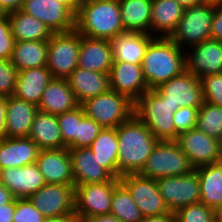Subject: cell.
<instances>
[{
    "mask_svg": "<svg viewBox=\"0 0 222 222\" xmlns=\"http://www.w3.org/2000/svg\"><path fill=\"white\" fill-rule=\"evenodd\" d=\"M210 39L222 42V3L214 4Z\"/></svg>",
    "mask_w": 222,
    "mask_h": 222,
    "instance_id": "45",
    "label": "cell"
},
{
    "mask_svg": "<svg viewBox=\"0 0 222 222\" xmlns=\"http://www.w3.org/2000/svg\"><path fill=\"white\" fill-rule=\"evenodd\" d=\"M29 138L39 150L63 149V139L57 116L38 110L31 126Z\"/></svg>",
    "mask_w": 222,
    "mask_h": 222,
    "instance_id": "29",
    "label": "cell"
},
{
    "mask_svg": "<svg viewBox=\"0 0 222 222\" xmlns=\"http://www.w3.org/2000/svg\"><path fill=\"white\" fill-rule=\"evenodd\" d=\"M176 142L194 169L222 161V142L201 130L193 128L180 133Z\"/></svg>",
    "mask_w": 222,
    "mask_h": 222,
    "instance_id": "12",
    "label": "cell"
},
{
    "mask_svg": "<svg viewBox=\"0 0 222 222\" xmlns=\"http://www.w3.org/2000/svg\"><path fill=\"white\" fill-rule=\"evenodd\" d=\"M141 69L148 89L157 88L186 70L185 50L170 38L155 37L146 49Z\"/></svg>",
    "mask_w": 222,
    "mask_h": 222,
    "instance_id": "2",
    "label": "cell"
},
{
    "mask_svg": "<svg viewBox=\"0 0 222 222\" xmlns=\"http://www.w3.org/2000/svg\"><path fill=\"white\" fill-rule=\"evenodd\" d=\"M53 78L46 66L18 71L13 96L38 106L46 86Z\"/></svg>",
    "mask_w": 222,
    "mask_h": 222,
    "instance_id": "22",
    "label": "cell"
},
{
    "mask_svg": "<svg viewBox=\"0 0 222 222\" xmlns=\"http://www.w3.org/2000/svg\"><path fill=\"white\" fill-rule=\"evenodd\" d=\"M94 157L115 178H118V137L116 128H102L90 145Z\"/></svg>",
    "mask_w": 222,
    "mask_h": 222,
    "instance_id": "34",
    "label": "cell"
},
{
    "mask_svg": "<svg viewBox=\"0 0 222 222\" xmlns=\"http://www.w3.org/2000/svg\"><path fill=\"white\" fill-rule=\"evenodd\" d=\"M184 9L175 0H152L150 35L169 38L181 20Z\"/></svg>",
    "mask_w": 222,
    "mask_h": 222,
    "instance_id": "28",
    "label": "cell"
},
{
    "mask_svg": "<svg viewBox=\"0 0 222 222\" xmlns=\"http://www.w3.org/2000/svg\"><path fill=\"white\" fill-rule=\"evenodd\" d=\"M80 34L76 29L53 33L48 40L46 67L54 78L66 79L77 67Z\"/></svg>",
    "mask_w": 222,
    "mask_h": 222,
    "instance_id": "8",
    "label": "cell"
},
{
    "mask_svg": "<svg viewBox=\"0 0 222 222\" xmlns=\"http://www.w3.org/2000/svg\"><path fill=\"white\" fill-rule=\"evenodd\" d=\"M110 214L121 222H141L144 218L127 188L121 182L114 187Z\"/></svg>",
    "mask_w": 222,
    "mask_h": 222,
    "instance_id": "35",
    "label": "cell"
},
{
    "mask_svg": "<svg viewBox=\"0 0 222 222\" xmlns=\"http://www.w3.org/2000/svg\"><path fill=\"white\" fill-rule=\"evenodd\" d=\"M156 183L170 212L200 202L199 178L195 169L182 176L159 178Z\"/></svg>",
    "mask_w": 222,
    "mask_h": 222,
    "instance_id": "10",
    "label": "cell"
},
{
    "mask_svg": "<svg viewBox=\"0 0 222 222\" xmlns=\"http://www.w3.org/2000/svg\"><path fill=\"white\" fill-rule=\"evenodd\" d=\"M204 1H205V2L214 3V4L222 3V0H204Z\"/></svg>",
    "mask_w": 222,
    "mask_h": 222,
    "instance_id": "57",
    "label": "cell"
},
{
    "mask_svg": "<svg viewBox=\"0 0 222 222\" xmlns=\"http://www.w3.org/2000/svg\"><path fill=\"white\" fill-rule=\"evenodd\" d=\"M72 214H65L62 216L45 217L42 222H69V217Z\"/></svg>",
    "mask_w": 222,
    "mask_h": 222,
    "instance_id": "53",
    "label": "cell"
},
{
    "mask_svg": "<svg viewBox=\"0 0 222 222\" xmlns=\"http://www.w3.org/2000/svg\"><path fill=\"white\" fill-rule=\"evenodd\" d=\"M175 108L163 101L152 89L134 102V115L159 141H175Z\"/></svg>",
    "mask_w": 222,
    "mask_h": 222,
    "instance_id": "4",
    "label": "cell"
},
{
    "mask_svg": "<svg viewBox=\"0 0 222 222\" xmlns=\"http://www.w3.org/2000/svg\"><path fill=\"white\" fill-rule=\"evenodd\" d=\"M14 198L13 194L1 183L0 180V206L11 202Z\"/></svg>",
    "mask_w": 222,
    "mask_h": 222,
    "instance_id": "50",
    "label": "cell"
},
{
    "mask_svg": "<svg viewBox=\"0 0 222 222\" xmlns=\"http://www.w3.org/2000/svg\"><path fill=\"white\" fill-rule=\"evenodd\" d=\"M109 86L135 102L148 89L141 64L113 61L109 71Z\"/></svg>",
    "mask_w": 222,
    "mask_h": 222,
    "instance_id": "17",
    "label": "cell"
},
{
    "mask_svg": "<svg viewBox=\"0 0 222 222\" xmlns=\"http://www.w3.org/2000/svg\"><path fill=\"white\" fill-rule=\"evenodd\" d=\"M141 222H177L174 212H168L159 216L144 217Z\"/></svg>",
    "mask_w": 222,
    "mask_h": 222,
    "instance_id": "49",
    "label": "cell"
},
{
    "mask_svg": "<svg viewBox=\"0 0 222 222\" xmlns=\"http://www.w3.org/2000/svg\"><path fill=\"white\" fill-rule=\"evenodd\" d=\"M39 151L29 137L0 140V170L36 163Z\"/></svg>",
    "mask_w": 222,
    "mask_h": 222,
    "instance_id": "26",
    "label": "cell"
},
{
    "mask_svg": "<svg viewBox=\"0 0 222 222\" xmlns=\"http://www.w3.org/2000/svg\"><path fill=\"white\" fill-rule=\"evenodd\" d=\"M48 40L15 41L10 62L18 71L47 64Z\"/></svg>",
    "mask_w": 222,
    "mask_h": 222,
    "instance_id": "32",
    "label": "cell"
},
{
    "mask_svg": "<svg viewBox=\"0 0 222 222\" xmlns=\"http://www.w3.org/2000/svg\"><path fill=\"white\" fill-rule=\"evenodd\" d=\"M177 222H215V210L198 202L175 212Z\"/></svg>",
    "mask_w": 222,
    "mask_h": 222,
    "instance_id": "38",
    "label": "cell"
},
{
    "mask_svg": "<svg viewBox=\"0 0 222 222\" xmlns=\"http://www.w3.org/2000/svg\"><path fill=\"white\" fill-rule=\"evenodd\" d=\"M79 105L67 80L53 78L46 86L37 108L44 113L59 115Z\"/></svg>",
    "mask_w": 222,
    "mask_h": 222,
    "instance_id": "24",
    "label": "cell"
},
{
    "mask_svg": "<svg viewBox=\"0 0 222 222\" xmlns=\"http://www.w3.org/2000/svg\"><path fill=\"white\" fill-rule=\"evenodd\" d=\"M79 4L90 1V0H76Z\"/></svg>",
    "mask_w": 222,
    "mask_h": 222,
    "instance_id": "58",
    "label": "cell"
},
{
    "mask_svg": "<svg viewBox=\"0 0 222 222\" xmlns=\"http://www.w3.org/2000/svg\"><path fill=\"white\" fill-rule=\"evenodd\" d=\"M74 185L45 183L28 199L45 217L74 213Z\"/></svg>",
    "mask_w": 222,
    "mask_h": 222,
    "instance_id": "14",
    "label": "cell"
},
{
    "mask_svg": "<svg viewBox=\"0 0 222 222\" xmlns=\"http://www.w3.org/2000/svg\"><path fill=\"white\" fill-rule=\"evenodd\" d=\"M102 128L95 120L85 116L78 123L77 136H75V149L90 147Z\"/></svg>",
    "mask_w": 222,
    "mask_h": 222,
    "instance_id": "39",
    "label": "cell"
},
{
    "mask_svg": "<svg viewBox=\"0 0 222 222\" xmlns=\"http://www.w3.org/2000/svg\"><path fill=\"white\" fill-rule=\"evenodd\" d=\"M18 70L9 60L0 59V96H12Z\"/></svg>",
    "mask_w": 222,
    "mask_h": 222,
    "instance_id": "42",
    "label": "cell"
},
{
    "mask_svg": "<svg viewBox=\"0 0 222 222\" xmlns=\"http://www.w3.org/2000/svg\"><path fill=\"white\" fill-rule=\"evenodd\" d=\"M112 64L110 40L80 35L78 67L100 73H109Z\"/></svg>",
    "mask_w": 222,
    "mask_h": 222,
    "instance_id": "21",
    "label": "cell"
},
{
    "mask_svg": "<svg viewBox=\"0 0 222 222\" xmlns=\"http://www.w3.org/2000/svg\"><path fill=\"white\" fill-rule=\"evenodd\" d=\"M185 63L186 70L200 79L222 74V42L208 39L189 48L185 51Z\"/></svg>",
    "mask_w": 222,
    "mask_h": 222,
    "instance_id": "16",
    "label": "cell"
},
{
    "mask_svg": "<svg viewBox=\"0 0 222 222\" xmlns=\"http://www.w3.org/2000/svg\"><path fill=\"white\" fill-rule=\"evenodd\" d=\"M119 178L103 183L75 186L74 213L88 218L110 214L114 187Z\"/></svg>",
    "mask_w": 222,
    "mask_h": 222,
    "instance_id": "13",
    "label": "cell"
},
{
    "mask_svg": "<svg viewBox=\"0 0 222 222\" xmlns=\"http://www.w3.org/2000/svg\"><path fill=\"white\" fill-rule=\"evenodd\" d=\"M125 31L150 34L152 0H119Z\"/></svg>",
    "mask_w": 222,
    "mask_h": 222,
    "instance_id": "33",
    "label": "cell"
},
{
    "mask_svg": "<svg viewBox=\"0 0 222 222\" xmlns=\"http://www.w3.org/2000/svg\"><path fill=\"white\" fill-rule=\"evenodd\" d=\"M191 166L187 155L176 141H159L138 174L151 179L182 176L190 173Z\"/></svg>",
    "mask_w": 222,
    "mask_h": 222,
    "instance_id": "7",
    "label": "cell"
},
{
    "mask_svg": "<svg viewBox=\"0 0 222 222\" xmlns=\"http://www.w3.org/2000/svg\"><path fill=\"white\" fill-rule=\"evenodd\" d=\"M80 105L85 116L95 120L103 128H117L134 115V102L111 89Z\"/></svg>",
    "mask_w": 222,
    "mask_h": 222,
    "instance_id": "5",
    "label": "cell"
},
{
    "mask_svg": "<svg viewBox=\"0 0 222 222\" xmlns=\"http://www.w3.org/2000/svg\"><path fill=\"white\" fill-rule=\"evenodd\" d=\"M213 15L214 3L203 2L185 8L181 20L169 38L185 51L210 39Z\"/></svg>",
    "mask_w": 222,
    "mask_h": 222,
    "instance_id": "6",
    "label": "cell"
},
{
    "mask_svg": "<svg viewBox=\"0 0 222 222\" xmlns=\"http://www.w3.org/2000/svg\"><path fill=\"white\" fill-rule=\"evenodd\" d=\"M14 43L8 15L0 14V59L10 60Z\"/></svg>",
    "mask_w": 222,
    "mask_h": 222,
    "instance_id": "44",
    "label": "cell"
},
{
    "mask_svg": "<svg viewBox=\"0 0 222 222\" xmlns=\"http://www.w3.org/2000/svg\"><path fill=\"white\" fill-rule=\"evenodd\" d=\"M8 96H0V140L7 138L6 113Z\"/></svg>",
    "mask_w": 222,
    "mask_h": 222,
    "instance_id": "46",
    "label": "cell"
},
{
    "mask_svg": "<svg viewBox=\"0 0 222 222\" xmlns=\"http://www.w3.org/2000/svg\"><path fill=\"white\" fill-rule=\"evenodd\" d=\"M90 222H121L118 218L112 214H104L90 217Z\"/></svg>",
    "mask_w": 222,
    "mask_h": 222,
    "instance_id": "51",
    "label": "cell"
},
{
    "mask_svg": "<svg viewBox=\"0 0 222 222\" xmlns=\"http://www.w3.org/2000/svg\"><path fill=\"white\" fill-rule=\"evenodd\" d=\"M15 41L49 40L53 32L39 19L21 10L7 13Z\"/></svg>",
    "mask_w": 222,
    "mask_h": 222,
    "instance_id": "31",
    "label": "cell"
},
{
    "mask_svg": "<svg viewBox=\"0 0 222 222\" xmlns=\"http://www.w3.org/2000/svg\"><path fill=\"white\" fill-rule=\"evenodd\" d=\"M195 128L222 142V107L204 102L198 110Z\"/></svg>",
    "mask_w": 222,
    "mask_h": 222,
    "instance_id": "36",
    "label": "cell"
},
{
    "mask_svg": "<svg viewBox=\"0 0 222 222\" xmlns=\"http://www.w3.org/2000/svg\"><path fill=\"white\" fill-rule=\"evenodd\" d=\"M24 0H0V14H7L22 8Z\"/></svg>",
    "mask_w": 222,
    "mask_h": 222,
    "instance_id": "48",
    "label": "cell"
},
{
    "mask_svg": "<svg viewBox=\"0 0 222 222\" xmlns=\"http://www.w3.org/2000/svg\"><path fill=\"white\" fill-rule=\"evenodd\" d=\"M154 38L141 32L126 31L118 34L110 40L113 61L141 64L146 49Z\"/></svg>",
    "mask_w": 222,
    "mask_h": 222,
    "instance_id": "23",
    "label": "cell"
},
{
    "mask_svg": "<svg viewBox=\"0 0 222 222\" xmlns=\"http://www.w3.org/2000/svg\"><path fill=\"white\" fill-rule=\"evenodd\" d=\"M119 181L127 188L144 217L168 213L155 179L138 173L124 174Z\"/></svg>",
    "mask_w": 222,
    "mask_h": 222,
    "instance_id": "11",
    "label": "cell"
},
{
    "mask_svg": "<svg viewBox=\"0 0 222 222\" xmlns=\"http://www.w3.org/2000/svg\"><path fill=\"white\" fill-rule=\"evenodd\" d=\"M56 1L66 5L75 15L77 14L80 4L76 0H56Z\"/></svg>",
    "mask_w": 222,
    "mask_h": 222,
    "instance_id": "52",
    "label": "cell"
},
{
    "mask_svg": "<svg viewBox=\"0 0 222 222\" xmlns=\"http://www.w3.org/2000/svg\"><path fill=\"white\" fill-rule=\"evenodd\" d=\"M20 10L42 21L53 33L75 29V14L56 0H24Z\"/></svg>",
    "mask_w": 222,
    "mask_h": 222,
    "instance_id": "15",
    "label": "cell"
},
{
    "mask_svg": "<svg viewBox=\"0 0 222 222\" xmlns=\"http://www.w3.org/2000/svg\"><path fill=\"white\" fill-rule=\"evenodd\" d=\"M74 186L111 181L114 176L104 168L90 147L69 149Z\"/></svg>",
    "mask_w": 222,
    "mask_h": 222,
    "instance_id": "18",
    "label": "cell"
},
{
    "mask_svg": "<svg viewBox=\"0 0 222 222\" xmlns=\"http://www.w3.org/2000/svg\"><path fill=\"white\" fill-rule=\"evenodd\" d=\"M16 198L11 202L0 206V222H13Z\"/></svg>",
    "mask_w": 222,
    "mask_h": 222,
    "instance_id": "47",
    "label": "cell"
},
{
    "mask_svg": "<svg viewBox=\"0 0 222 222\" xmlns=\"http://www.w3.org/2000/svg\"><path fill=\"white\" fill-rule=\"evenodd\" d=\"M75 29L81 36L98 39L126 32L122 26L119 0H90L79 5Z\"/></svg>",
    "mask_w": 222,
    "mask_h": 222,
    "instance_id": "3",
    "label": "cell"
},
{
    "mask_svg": "<svg viewBox=\"0 0 222 222\" xmlns=\"http://www.w3.org/2000/svg\"><path fill=\"white\" fill-rule=\"evenodd\" d=\"M56 116L63 139V148L75 149L78 123L85 117L83 108L79 105L73 110Z\"/></svg>",
    "mask_w": 222,
    "mask_h": 222,
    "instance_id": "37",
    "label": "cell"
},
{
    "mask_svg": "<svg viewBox=\"0 0 222 222\" xmlns=\"http://www.w3.org/2000/svg\"><path fill=\"white\" fill-rule=\"evenodd\" d=\"M69 222H90V219L86 216H82V215L73 213L69 217Z\"/></svg>",
    "mask_w": 222,
    "mask_h": 222,
    "instance_id": "55",
    "label": "cell"
},
{
    "mask_svg": "<svg viewBox=\"0 0 222 222\" xmlns=\"http://www.w3.org/2000/svg\"><path fill=\"white\" fill-rule=\"evenodd\" d=\"M175 112L180 107L199 108L205 102L200 78L187 70L152 89Z\"/></svg>",
    "mask_w": 222,
    "mask_h": 222,
    "instance_id": "9",
    "label": "cell"
},
{
    "mask_svg": "<svg viewBox=\"0 0 222 222\" xmlns=\"http://www.w3.org/2000/svg\"><path fill=\"white\" fill-rule=\"evenodd\" d=\"M45 183L74 185L69 149L40 150L36 159Z\"/></svg>",
    "mask_w": 222,
    "mask_h": 222,
    "instance_id": "19",
    "label": "cell"
},
{
    "mask_svg": "<svg viewBox=\"0 0 222 222\" xmlns=\"http://www.w3.org/2000/svg\"><path fill=\"white\" fill-rule=\"evenodd\" d=\"M0 180L15 198H29L45 184L36 163L2 169Z\"/></svg>",
    "mask_w": 222,
    "mask_h": 222,
    "instance_id": "20",
    "label": "cell"
},
{
    "mask_svg": "<svg viewBox=\"0 0 222 222\" xmlns=\"http://www.w3.org/2000/svg\"><path fill=\"white\" fill-rule=\"evenodd\" d=\"M200 80L205 102L222 107V74L204 76Z\"/></svg>",
    "mask_w": 222,
    "mask_h": 222,
    "instance_id": "40",
    "label": "cell"
},
{
    "mask_svg": "<svg viewBox=\"0 0 222 222\" xmlns=\"http://www.w3.org/2000/svg\"><path fill=\"white\" fill-rule=\"evenodd\" d=\"M79 104L106 93L109 89V73H100L77 67L67 78Z\"/></svg>",
    "mask_w": 222,
    "mask_h": 222,
    "instance_id": "25",
    "label": "cell"
},
{
    "mask_svg": "<svg viewBox=\"0 0 222 222\" xmlns=\"http://www.w3.org/2000/svg\"><path fill=\"white\" fill-rule=\"evenodd\" d=\"M178 4L182 5L184 8L201 4L205 2L204 0H175Z\"/></svg>",
    "mask_w": 222,
    "mask_h": 222,
    "instance_id": "54",
    "label": "cell"
},
{
    "mask_svg": "<svg viewBox=\"0 0 222 222\" xmlns=\"http://www.w3.org/2000/svg\"><path fill=\"white\" fill-rule=\"evenodd\" d=\"M118 137V178L138 173L159 140L135 115L116 128Z\"/></svg>",
    "mask_w": 222,
    "mask_h": 222,
    "instance_id": "1",
    "label": "cell"
},
{
    "mask_svg": "<svg viewBox=\"0 0 222 222\" xmlns=\"http://www.w3.org/2000/svg\"><path fill=\"white\" fill-rule=\"evenodd\" d=\"M200 186V202L216 209L222 204V161L195 168Z\"/></svg>",
    "mask_w": 222,
    "mask_h": 222,
    "instance_id": "30",
    "label": "cell"
},
{
    "mask_svg": "<svg viewBox=\"0 0 222 222\" xmlns=\"http://www.w3.org/2000/svg\"><path fill=\"white\" fill-rule=\"evenodd\" d=\"M198 109L192 107H180L174 112V124H175V141L180 133L195 128Z\"/></svg>",
    "mask_w": 222,
    "mask_h": 222,
    "instance_id": "43",
    "label": "cell"
},
{
    "mask_svg": "<svg viewBox=\"0 0 222 222\" xmlns=\"http://www.w3.org/2000/svg\"><path fill=\"white\" fill-rule=\"evenodd\" d=\"M44 218L28 198H16L13 222H42Z\"/></svg>",
    "mask_w": 222,
    "mask_h": 222,
    "instance_id": "41",
    "label": "cell"
},
{
    "mask_svg": "<svg viewBox=\"0 0 222 222\" xmlns=\"http://www.w3.org/2000/svg\"><path fill=\"white\" fill-rule=\"evenodd\" d=\"M215 222H222V204L215 209Z\"/></svg>",
    "mask_w": 222,
    "mask_h": 222,
    "instance_id": "56",
    "label": "cell"
},
{
    "mask_svg": "<svg viewBox=\"0 0 222 222\" xmlns=\"http://www.w3.org/2000/svg\"><path fill=\"white\" fill-rule=\"evenodd\" d=\"M38 112L35 104L9 96L6 113L7 138L29 137L34 117Z\"/></svg>",
    "mask_w": 222,
    "mask_h": 222,
    "instance_id": "27",
    "label": "cell"
}]
</instances>
